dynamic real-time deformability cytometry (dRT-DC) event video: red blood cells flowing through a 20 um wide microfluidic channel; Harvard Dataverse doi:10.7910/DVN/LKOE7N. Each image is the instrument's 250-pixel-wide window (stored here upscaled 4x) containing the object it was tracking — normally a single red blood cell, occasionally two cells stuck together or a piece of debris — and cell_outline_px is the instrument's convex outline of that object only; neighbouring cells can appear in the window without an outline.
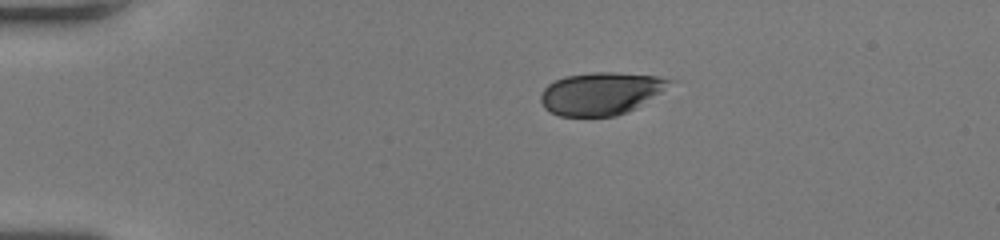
{"species": "human", "species_latin": "Homo sapiens", "temperature_condition": "room temperature", "stored_images_in_passage": 42, "camera_frame_rate_fps": 3000, "um_per_image_px": 0.085, "donor": {"sex": "female"}, "frame": {"image": 1, "passage_image": 1, "time_ms": 0.0, "image_size_px": [1000, 240], "cell_outline_px": [[676, 80], [660, 92], [636, 108], [628, 112], [616, 116], [560, 116], [548, 112], [544, 108], [540, 100], [540, 96], [544, 88], [548, 84], [564, 76], [592, 72], [616, 72], [656, 76]], "centroid_in_image_um": [51.05, 7.94], "position_along_channel_um": 34.0, "area_um2": 32.02}}
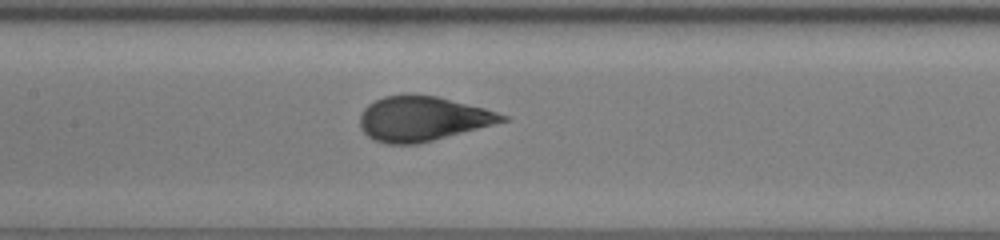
{"frame": {"image": 2, "passage_image": 16, "time_ms": 5.0, "image_size_px": [1000, 240], "cell_outline_px": [[508, 120], [432, 140], [416, 144], [384, 144], [372, 140], [360, 128], [360, 116], [364, 108], [368, 104], [384, 96], [408, 92], [412, 92], [436, 96], [484, 108], [508, 116]], "centroid_in_image_um": [35.84, 10.06], "position_along_channel_um": 171.6, "area_um2": 37.11}}
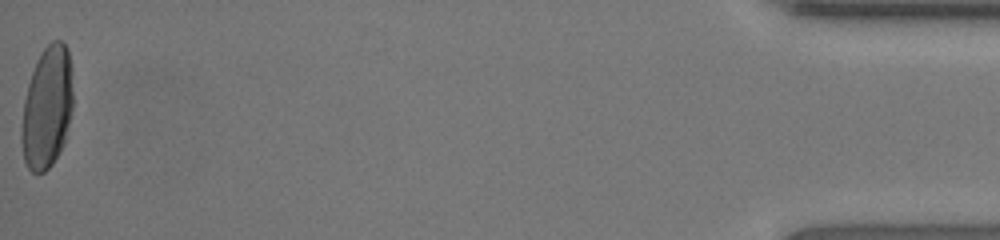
{"frame": {"image": 3, "passage_image": 42, "time_ms": 13.667, "image_size_px": [1000, 240], "cell_outline_px": [[72, 108], [64, 144], [52, 164], [44, 172], [32, 172], [28, 168], [24, 160], [20, 140], [20, 128], [24, 100], [28, 84], [36, 60], [40, 52], [52, 40], [60, 40], [68, 48], [72, 68]], "centroid_in_image_um": [3.99, 9.12], "position_along_channel_um": 431.2, "area_um2": 36.99}, "authors_computed_cell_mechanics": {"area_um2": 36.5874, "velocity_mm_per_s": 4.0645, "shape_relaxation_time_tau1_ms": 3.7658, "shape_relaxation_time_tau2_ms": null, "deformation_change_tau1": 0.1797, "deformation_change_tau2": null}}